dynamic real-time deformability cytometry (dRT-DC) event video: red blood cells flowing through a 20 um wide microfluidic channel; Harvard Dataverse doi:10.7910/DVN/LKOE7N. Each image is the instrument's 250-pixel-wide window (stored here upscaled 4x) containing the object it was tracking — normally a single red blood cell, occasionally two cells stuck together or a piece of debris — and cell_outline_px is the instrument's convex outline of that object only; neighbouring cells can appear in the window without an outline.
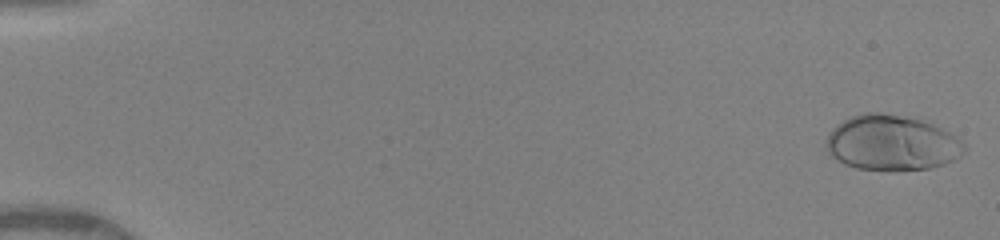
{"species": "human", "species_latin": "Homo sapiens", "temperature_condition": "warm", "stored_images_in_passage": 50, "camera_frame_rate_fps": 3000, "um_per_image_px": 0.085, "donor": {"sex": "female"}, "frame": {"image": 1, "passage_image": 1, "time_ms": 0.0, "image_size_px": [1000, 240], "cell_outline_px": [[968, 148], [960, 156], [944, 164], [928, 168], [856, 168], [844, 164], [832, 156], [824, 144], [832, 128], [836, 124], [852, 116], [864, 112], [880, 112], [920, 120], [932, 124], [956, 136]], "centroid_in_image_um": [75.78, 12.12], "position_along_channel_um": 9.2, "area_um2": 43.64}}
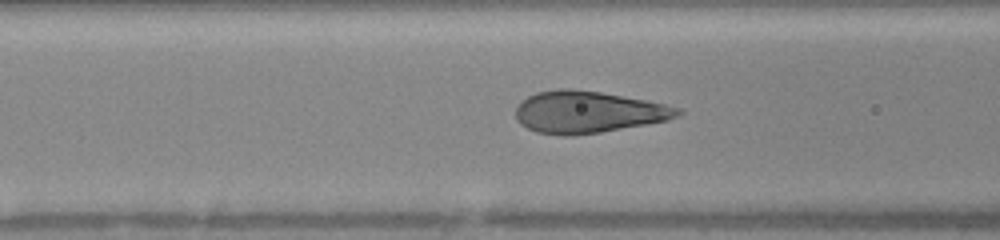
{"frame": {"image": 2, "passage_image": 21, "time_ms": 6.667, "image_size_px": [1000, 240], "cell_outline_px": [[684, 112], [680, 116], [668, 120], [600, 132], [572, 136], [564, 136], [536, 132], [520, 124], [516, 120], [516, 108], [528, 96], [536, 92], [560, 88], [568, 88], [600, 92], [644, 100], [664, 104], [680, 108]], "centroid_in_image_um": [49.97, 9.53], "position_along_channel_um": 116.6, "area_um2": 39.36}}
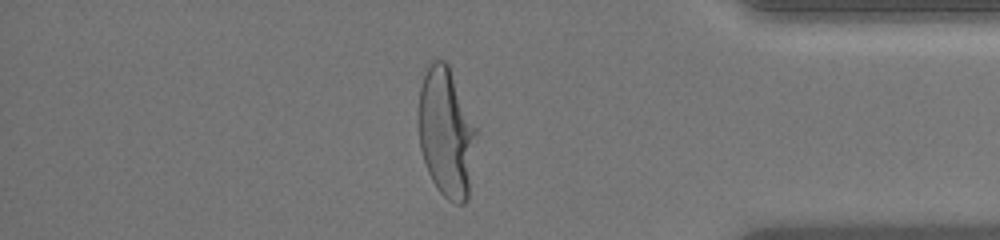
{"frame": {"image": 3, "passage_image": 43, "time_ms": 14.0, "image_size_px": [1000, 240], "cell_outline_px": [[480, 132], [468, 200], [464, 204], [456, 204], [448, 200], [436, 188], [428, 172], [420, 148], [416, 116], [416, 112], [420, 88], [424, 76], [432, 60], [444, 60], [448, 64]], "centroid_in_image_um": [37.97, 11.3], "position_along_channel_um": 397.2, "area_um2": 45.14}, "authors_computed_cell_mechanics": {"area_um2": 40.6623, "velocity_mm_per_s": 4.1011, "shape_relaxation_time_tau1_ms": 3.1576, "shape_relaxation_time_tau2_ms": null, "deformation_change_tau1": 0.2007, "deformation_change_tau2": null}}